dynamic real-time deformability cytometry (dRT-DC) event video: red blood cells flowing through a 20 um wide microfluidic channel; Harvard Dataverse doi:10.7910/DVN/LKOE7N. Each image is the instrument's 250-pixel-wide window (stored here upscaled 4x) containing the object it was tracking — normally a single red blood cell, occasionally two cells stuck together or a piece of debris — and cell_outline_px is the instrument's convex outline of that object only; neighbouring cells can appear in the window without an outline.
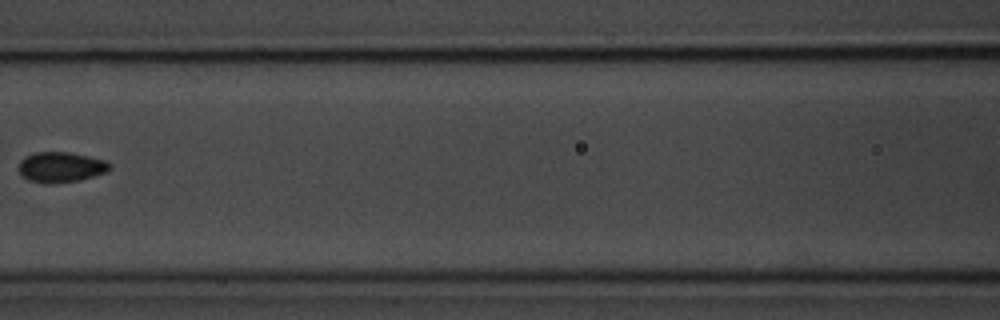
{"species": "common noctule bat (a hibernating species)", "species_latin": "Nyctalus noctula", "temperature_condition": "room temperature", "stored_images_in_passage": 7, "camera_frame_rate_fps": 3000, "um_per_image_px": 0.085, "animal": {"sex": "male", "body_mass_g": 20.1, "forearm_length_mm": 53.5}, "frame": {"image": 1, "passage_image": 7, "time_ms": 7.667, "image_size_px": [1000, 320], "cell_outline_px": [[112, 168], [108, 172], [76, 180], [48, 184], [44, 184], [28, 180], [20, 176], [20, 160], [24, 156], [36, 152], [68, 152], [88, 156], [104, 160], [112, 164]], "centroid_in_image_um": [5.16, 14.2], "position_along_channel_um": 161.4, "area_um2": 16.13}}